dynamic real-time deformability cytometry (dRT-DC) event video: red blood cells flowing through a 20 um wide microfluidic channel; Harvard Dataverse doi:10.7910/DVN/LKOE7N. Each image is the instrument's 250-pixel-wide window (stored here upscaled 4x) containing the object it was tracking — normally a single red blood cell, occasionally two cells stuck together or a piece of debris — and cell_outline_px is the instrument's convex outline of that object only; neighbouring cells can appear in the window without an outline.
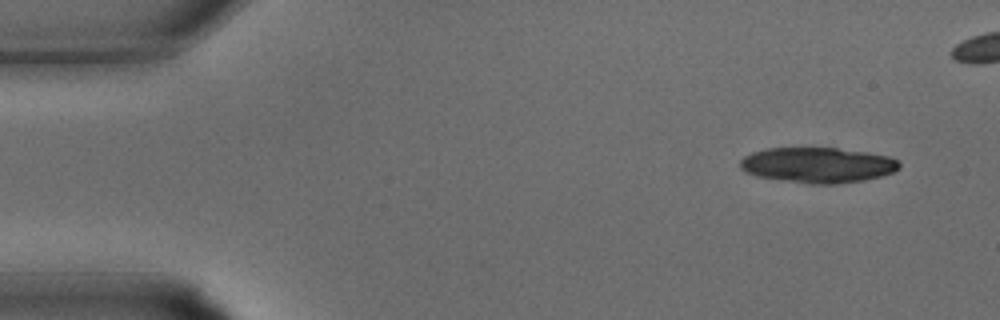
{"species": "common noctule bat (a hibernating species)", "species_latin": "Nyctalus noctula", "temperature_condition": "warm", "stored_images_in_passage": 28, "camera_frame_rate_fps": 3000, "um_per_image_px": 0.085, "animal": {"sex": "male", "body_mass_g": 15.6}, "frame": {"image": 1, "passage_image": 1, "time_ms": 0.0, "image_size_px": [1000, 320], "cell_outline_px": [[900, 168], [892, 172], [880, 176], [864, 180], [836, 184], [812, 184], [756, 176], [744, 172], [740, 168], [740, 160], [744, 156], [752, 152], [768, 148], [836, 148], [864, 152], [888, 156], [896, 160], [900, 164]], "centroid_in_image_um": [69.47, 14.03], "position_along_channel_um": 15.5, "area_um2": 32.66}}
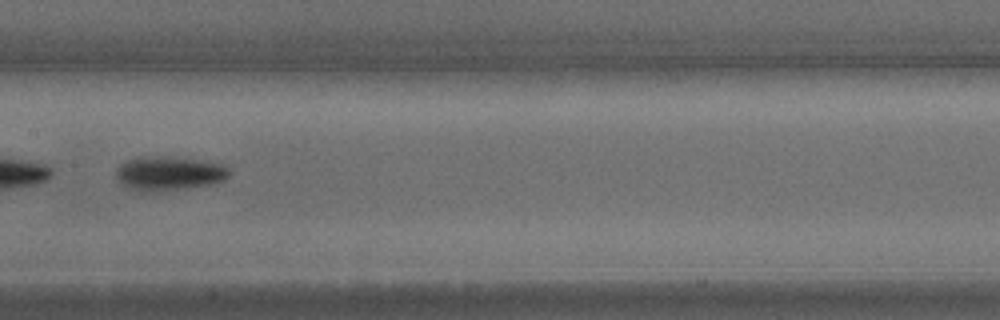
{"frame": {"image": 2, "passage_image": 15, "time_ms": 4.667, "image_size_px": [1000, 320], "cell_outline_px": [[232, 172], [224, 180], [212, 184], [188, 188], [132, 188], [116, 180], [116, 168], [124, 160], [140, 156], [164, 156], [204, 160], [220, 164], [228, 168]], "centroid_in_image_um": [14.4, 14.66], "position_along_channel_um": 193.0, "area_um2": 21.85}}
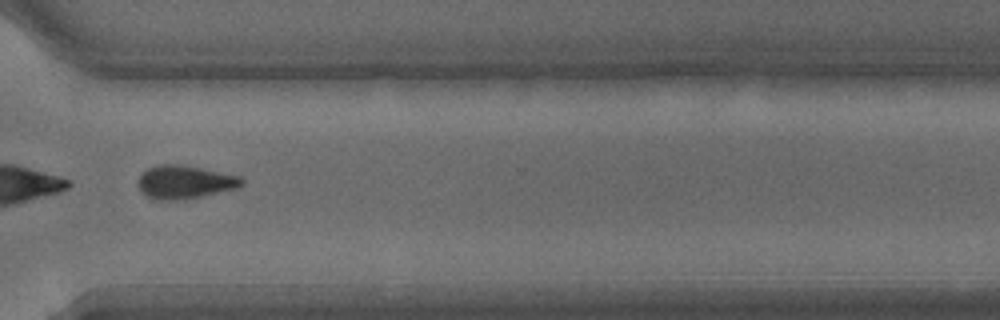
{"frame": {"image": 3, "passage_image": 23, "time_ms": 7.333, "image_size_px": [1000, 320], "cell_outline_px": [[244, 184], [236, 188], [200, 196], [172, 200], [168, 200], [148, 196], [136, 184], [140, 172], [148, 168], [160, 164], [180, 164], [240, 176], [244, 180]], "centroid_in_image_um": [15.69, 15.44], "position_along_channel_um": 354.9, "area_um2": 19.71}}